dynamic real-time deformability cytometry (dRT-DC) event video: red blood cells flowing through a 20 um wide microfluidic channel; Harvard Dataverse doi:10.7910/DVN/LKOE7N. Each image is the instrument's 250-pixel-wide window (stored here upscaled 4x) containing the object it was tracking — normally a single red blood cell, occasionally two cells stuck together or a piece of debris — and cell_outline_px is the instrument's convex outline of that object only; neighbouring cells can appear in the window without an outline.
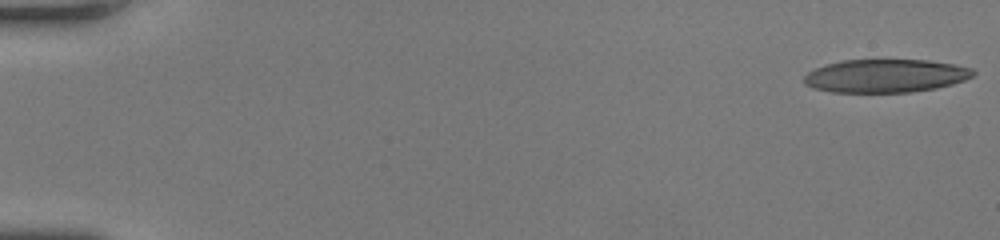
{"species": "human", "species_latin": "Homo sapiens", "temperature_condition": "room temperature", "stored_images_in_passage": 55, "camera_frame_rate_fps": 3000, "um_per_image_px": 0.085, "donor": {"sex": "female"}, "frame": {"image": 1, "passage_image": 1, "time_ms": 0.0, "image_size_px": [1000, 240], "cell_outline_px": [[976, 72], [972, 76], [964, 80], [952, 84], [936, 88], [912, 92], [832, 92], [812, 88], [804, 84], [804, 76], [808, 72], [824, 64], [844, 60], [928, 60], [952, 64], [972, 68]], "centroid_in_image_um": [75.25, 6.45], "position_along_channel_um": 9.7, "area_um2": 32.77}}
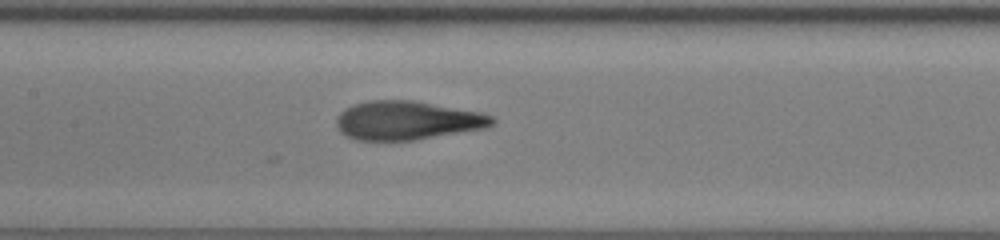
{"frame": {"image": 2, "passage_image": 30, "time_ms": 9.667, "image_size_px": [1000, 240], "cell_outline_px": [[496, 120], [488, 128], [416, 140], [356, 140], [340, 132], [336, 124], [336, 120], [340, 112], [344, 108], [352, 104], [368, 100], [412, 100], [480, 112], [492, 116]], "centroid_in_image_um": [34.61, 10.24], "position_along_channel_um": 172.8, "area_um2": 35.37}}
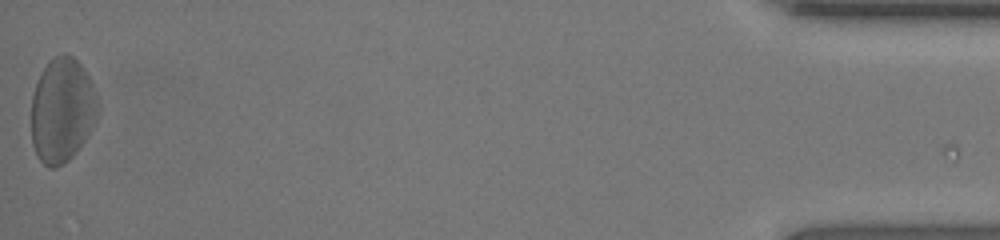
{"frame": {"image": 3, "passage_image": 55, "time_ms": 18.0, "image_size_px": [1000, 240], "cell_outline_px": [[96, 120], [88, 136], [76, 152], [64, 164], [56, 168], [48, 168], [36, 156], [32, 144], [32, 96], [36, 84], [44, 68], [56, 56], [64, 52], [72, 56], [80, 64], [88, 76], [96, 92]], "centroid_in_image_um": [5.27, 9.41], "position_along_channel_um": 429.9, "area_um2": 40.29}, "authors_computed_cell_mechanics": {"area_um2": 35.9516, "velocity_mm_per_s": 4.1645, "shape_relaxation_time_tau1_ms": 4.3234, "shape_relaxation_time_tau2_ms": 1.4197, "deformation_change_tau1": 0.163, "deformation_change_tau2": 0.1115}}